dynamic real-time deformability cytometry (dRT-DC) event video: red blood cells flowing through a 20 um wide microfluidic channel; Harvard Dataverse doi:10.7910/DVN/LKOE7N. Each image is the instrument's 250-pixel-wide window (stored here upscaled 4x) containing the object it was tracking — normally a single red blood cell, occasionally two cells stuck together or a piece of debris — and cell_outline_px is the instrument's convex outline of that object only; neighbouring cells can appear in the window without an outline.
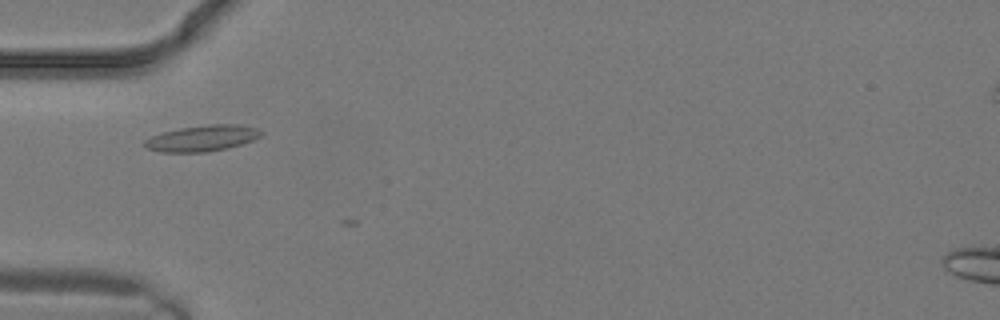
{"species": "common noctule bat (a hibernating species)", "species_latin": "Nyctalus noctula", "temperature_condition": "warm", "stored_images_in_passage": 8, "camera_frame_rate_fps": 3000, "um_per_image_px": 0.085, "animal": {"sex": "male", "body_mass_g": 19.2, "forearm_length_mm": 51.8}, "frame": {"image": 1, "passage_image": 6, "time_ms": 1.667, "image_size_px": [1000, 320], "cell_outline_px": [[264, 132], [260, 136], [252, 140], [228, 148], [204, 152], [160, 152], [144, 148], [144, 140], [152, 136], [164, 132], [180, 128], [208, 124], [240, 124], [256, 128]], "centroid_in_image_um": [17.18, 11.75], "position_along_channel_um": 67.8, "area_um2": 17.63}}